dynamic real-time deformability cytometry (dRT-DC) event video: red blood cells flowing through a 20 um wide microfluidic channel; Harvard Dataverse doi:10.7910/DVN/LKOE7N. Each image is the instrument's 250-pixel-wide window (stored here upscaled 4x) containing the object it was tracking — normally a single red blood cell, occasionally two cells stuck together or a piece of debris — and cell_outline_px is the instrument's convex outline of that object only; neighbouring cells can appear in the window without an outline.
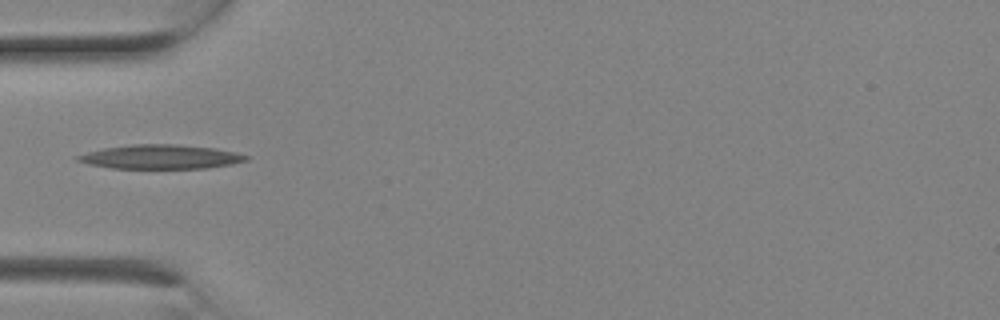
{"species": "Egyptian fruit bat (a non-hibernating species)", "species_latin": "Rousettus aegyptiacus", "temperature_condition": "room temperature", "stored_images_in_passage": 1, "camera_frame_rate_fps": 3000, "um_per_image_px": 0.085, "animal": {"sex": "female"}, "frame": {"image": 1, "passage_image": 1, "time_ms": 0.0, "image_size_px": [1000, 320], "cell_outline_px": [[248, 160], [232, 164], [208, 168], [112, 168], [88, 164], [76, 160], [72, 156], [104, 148], [132, 144], [176, 144], [212, 148], [236, 152], [248, 156]], "centroid_in_image_um": [13.62, 13.33], "position_along_channel_um": 71.4, "area_um2": 23.64}}